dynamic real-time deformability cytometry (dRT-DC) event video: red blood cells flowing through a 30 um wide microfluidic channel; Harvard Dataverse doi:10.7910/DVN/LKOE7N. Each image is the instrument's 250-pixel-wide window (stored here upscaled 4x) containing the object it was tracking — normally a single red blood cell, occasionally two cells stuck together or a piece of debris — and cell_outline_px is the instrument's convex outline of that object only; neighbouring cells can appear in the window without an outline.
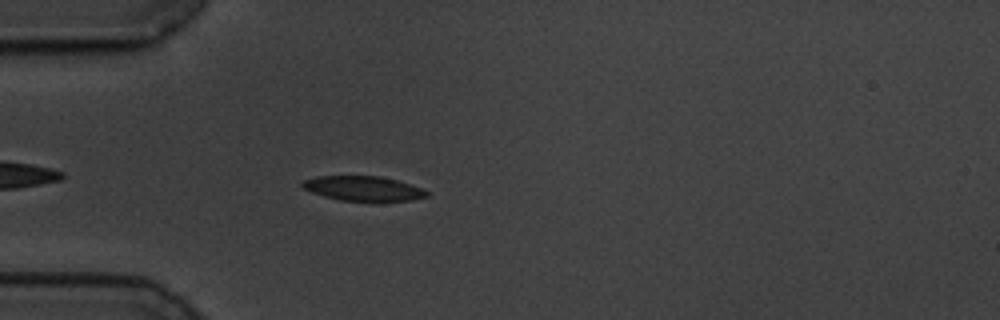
{"species": "common noctule bat (a hibernating species)", "species_latin": "Nyctalus noctula", "temperature_condition": "cold", "stored_images_in_passage": 44, "camera_frame_rate_fps": 3000, "um_per_image_px": 0.085, "animal": {"sex": "male", "body_mass_g": 19.5, "forearm_length_mm": 54.6}, "frame": {"image": 1, "passage_image": 5, "time_ms": 1.333, "image_size_px": [1000, 320], "cell_outline_px": [[428, 196], [412, 200], [340, 200], [324, 196], [312, 192], [304, 188], [300, 184], [304, 180], [316, 176], [380, 176], [396, 180], [420, 188], [428, 192]], "centroid_in_image_um": [30.83, 16.0], "position_along_channel_um": 54.2, "area_um2": 17.46}}
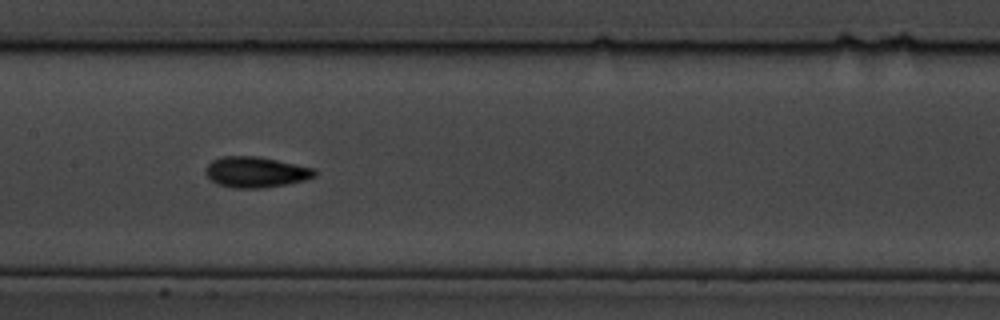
{"frame": {"image": 2, "passage_image": 17, "time_ms": 5.333, "image_size_px": [1000, 320], "cell_outline_px": [[316, 176], [304, 180], [288, 184], [264, 188], [232, 188], [216, 184], [204, 172], [204, 168], [212, 160], [220, 156], [256, 156], [316, 168]], "centroid_in_image_um": [21.73, 14.63], "position_along_channel_um": 185.7, "area_um2": 19.71}}
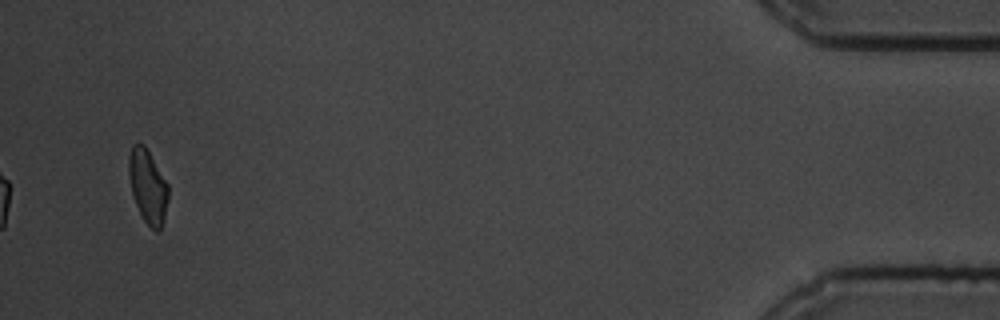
{"frame": {"image": 3, "passage_image": 44, "time_ms": 14.333, "image_size_px": [1000, 320], "cell_outline_px": [[168, 200], [164, 220], [160, 232], [156, 232], [144, 220], [136, 204], [132, 192], [128, 172], [128, 156], [132, 144], [144, 144], [168, 184]], "centroid_in_image_um": [12.57, 15.84], "position_along_channel_um": 422.6, "area_um2": 16.88}, "authors_computed_cell_mechanics": {"area_um2": 18.1203, "velocity_mm_per_s": 3.4962, "shape_relaxation_time_tau1_ms": 2.5863, "shape_relaxation_time_tau2_ms": 3.4811, "deformation_change_tau1": 0.1186, "deformation_change_tau2": 0.0778}}